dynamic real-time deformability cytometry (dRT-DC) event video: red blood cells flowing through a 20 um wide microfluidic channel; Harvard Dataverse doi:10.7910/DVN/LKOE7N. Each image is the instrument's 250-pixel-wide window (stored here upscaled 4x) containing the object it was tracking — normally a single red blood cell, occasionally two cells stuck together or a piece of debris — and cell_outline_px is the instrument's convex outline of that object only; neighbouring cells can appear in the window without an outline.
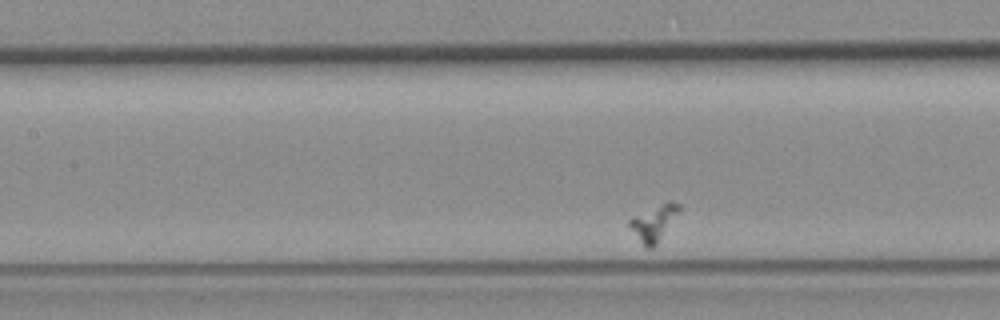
{"species": "common noctule bat (a hibernating species)", "species_latin": "Nyctalus noctula", "temperature_condition": "room temperature", "stored_images_in_passage": 34, "camera_frame_rate_fps": 3000, "um_per_image_px": 0.085, "animal": {"sex": "female", "body_mass_g": 19.3, "forearm_length_mm": 54.1}, "frame": {"image": 1, "passage_image": 13, "time_ms": 4.0, "image_size_px": [1000, 320], "cell_outline_px": [[680, 208], [656, 244], [652, 248], [644, 248], [628, 224], [628, 220], [632, 216], [668, 200], [680, 204]], "centroid_in_image_um": [55.52, 18.93], "position_along_channel_um": 151.9, "area_um2": 10.0}}